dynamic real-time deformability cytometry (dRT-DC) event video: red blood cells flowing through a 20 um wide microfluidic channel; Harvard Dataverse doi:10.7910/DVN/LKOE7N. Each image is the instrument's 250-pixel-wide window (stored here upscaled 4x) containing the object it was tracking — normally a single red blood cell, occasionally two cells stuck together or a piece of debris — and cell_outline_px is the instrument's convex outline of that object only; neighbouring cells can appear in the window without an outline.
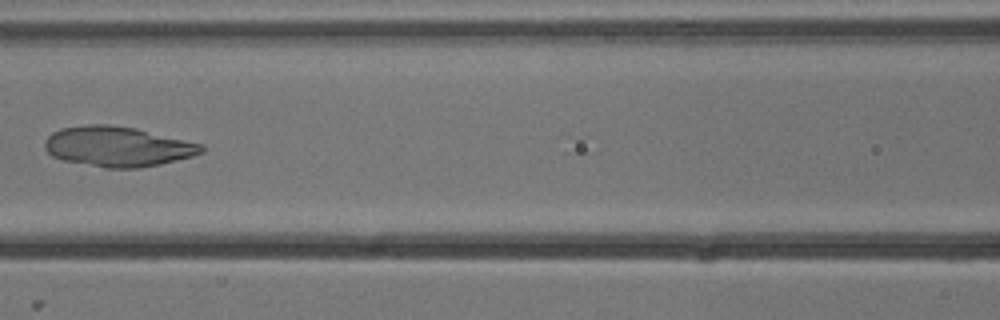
{"species": "common noctule bat (a hibernating species)", "species_latin": "Nyctalus noctula", "temperature_condition": "cold", "stored_images_in_passage": 7, "camera_frame_rate_fps": 3000, "um_per_image_px": 0.085, "animal": {"sex": "male", "body_mass_g": 13.3}, "frame": {"image": 1, "passage_image": 7, "time_ms": 2.0, "image_size_px": [1000, 320], "cell_outline_px": [[204, 152], [192, 156], [160, 164], [140, 168], [104, 168], [64, 160], [52, 156], [44, 148], [44, 140], [52, 132], [60, 128], [88, 124], [108, 124], [136, 128], [204, 144]], "centroid_in_image_um": [10.0, 12.45], "position_along_channel_um": 156.6, "area_um2": 36.82}}